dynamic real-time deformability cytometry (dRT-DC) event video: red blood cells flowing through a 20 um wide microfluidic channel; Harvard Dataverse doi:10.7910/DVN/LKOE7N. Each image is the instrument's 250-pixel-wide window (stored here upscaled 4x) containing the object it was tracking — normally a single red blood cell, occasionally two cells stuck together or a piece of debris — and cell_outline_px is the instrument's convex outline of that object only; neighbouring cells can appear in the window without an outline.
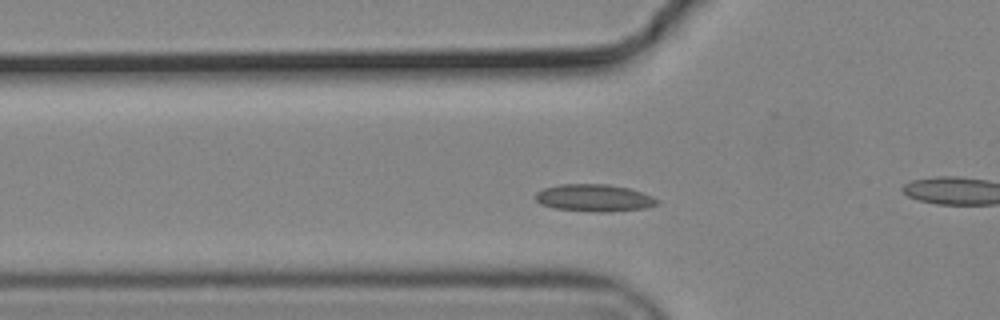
{"species": "common noctule bat (a hibernating species)", "species_latin": "Nyctalus noctula", "temperature_condition": "cold", "stored_images_in_passage": 49, "camera_frame_rate_fps": 3000, "um_per_image_px": 0.085, "animal": {"sex": "male", "body_mass_g": 19.2, "forearm_length_mm": 51.8}, "frame": {"image": 1, "passage_image": 14, "time_ms": 4.333, "image_size_px": [1000, 320], "cell_outline_px": [[660, 204], [648, 208], [608, 212], [596, 212], [556, 208], [540, 204], [532, 196], [536, 192], [544, 188], [560, 184], [604, 184], [628, 188], [652, 196], [660, 200]], "centroid_in_image_um": [50.51, 16.83], "position_along_channel_um": 75.3, "area_um2": 19.42}}
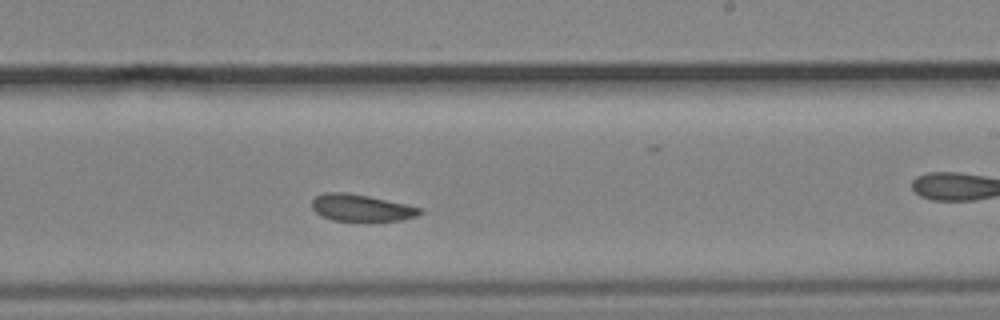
{"frame": {"image": 2, "passage_image": 29, "time_ms": 9.333, "image_size_px": [1000, 320], "cell_outline_px": [[424, 212], [416, 216], [400, 220], [332, 220], [320, 216], [312, 208], [312, 200], [316, 196], [324, 192], [344, 192], [368, 196], [404, 204], [420, 208]], "centroid_in_image_um": [30.66, 17.66], "position_along_channel_um": 258.3, "area_um2": 16.59}}
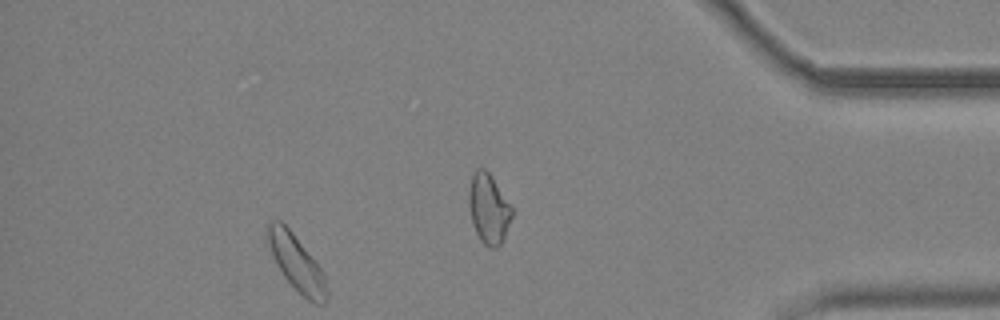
{"frame": {"image": 3, "passage_image": 46, "time_ms": 15.0, "image_size_px": [1000, 320], "cell_outline_px": [[328, 300], [324, 304], [316, 304], [308, 300], [284, 276], [272, 252], [264, 228], [272, 220], [280, 220], [292, 232], [324, 272], [328, 292]], "centroid_in_image_um": [25.24, 22.35], "position_along_channel_um": 410.0, "area_um2": 18.79}, "authors_computed_cell_mechanics": {"area_um2": 17.918, "velocity_mm_per_s": 3.6607, "shape_relaxation_time_tau1_ms": 6.9113, "shape_relaxation_time_tau2_ms": null, "deformation_change_tau1": 0.0903, "deformation_change_tau2": null}}